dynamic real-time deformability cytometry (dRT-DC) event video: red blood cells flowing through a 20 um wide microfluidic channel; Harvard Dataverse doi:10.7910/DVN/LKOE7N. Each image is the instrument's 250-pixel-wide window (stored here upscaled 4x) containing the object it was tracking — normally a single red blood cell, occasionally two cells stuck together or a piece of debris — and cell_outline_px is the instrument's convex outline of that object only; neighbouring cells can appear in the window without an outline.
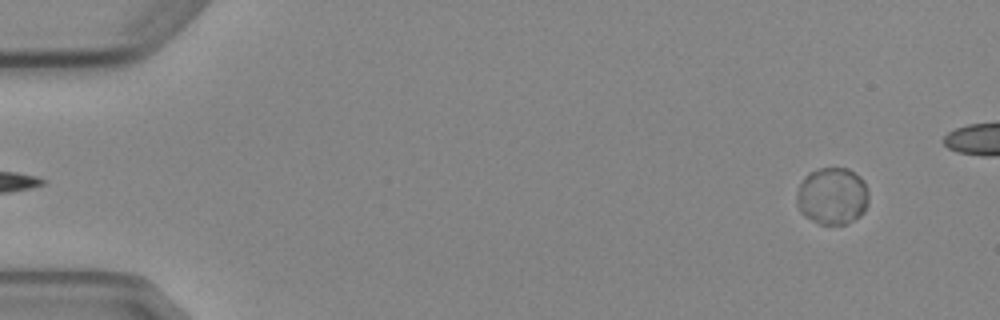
{"species": "Egyptian fruit bat (a non-hibernating species)", "species_latin": "Rousettus aegyptiacus", "temperature_condition": "cold", "stored_images_in_passage": 5, "segment_of_instrument_passage": [2, 2], "camera_frame_rate_fps": 3000, "um_per_image_px": 0.085, "animal": {"sex": "female"}, "frame": {"image": 1, "passage_image": 5, "time_ms": 4.667, "image_size_px": [1000, 320], "cell_outline_px": [[868, 204], [864, 212], [860, 216], [844, 224], [820, 224], [804, 216], [800, 212], [796, 204], [796, 196], [800, 184], [804, 176], [808, 172], [816, 168], [848, 168], [860, 176], [864, 180], [868, 192]], "centroid_in_image_um": [70.74, 16.64], "position_along_channel_um": 14.3, "area_um2": 24.28}}